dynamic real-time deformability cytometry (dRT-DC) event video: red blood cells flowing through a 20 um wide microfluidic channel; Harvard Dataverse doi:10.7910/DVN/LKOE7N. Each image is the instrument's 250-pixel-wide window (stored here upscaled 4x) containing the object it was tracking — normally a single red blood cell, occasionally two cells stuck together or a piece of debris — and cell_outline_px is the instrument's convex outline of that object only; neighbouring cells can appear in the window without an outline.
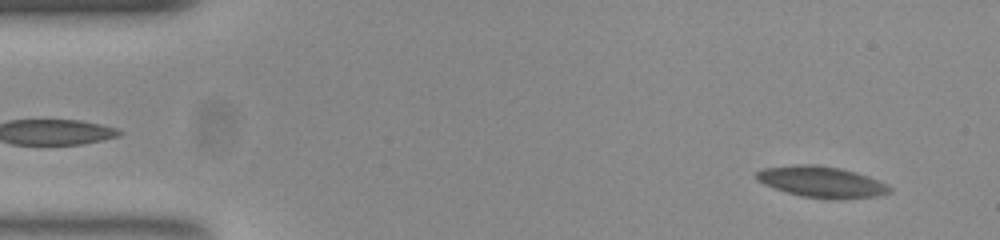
{"species": "common noctule bat (a hibernating species)", "species_latin": "Nyctalus noctula", "temperature_condition": "room temperature", "stored_images_in_passage": 52, "camera_frame_rate_fps": 3000, "um_per_image_px": 0.085, "animal": {"sex": "female", "body_mass_g": 23.0, "forearm_length_mm": 53.4}, "frame": {"image": 1, "passage_image": 3, "time_ms": 0.667, "image_size_px": [1000, 240], "cell_outline_px": [[892, 192], [876, 196], [800, 196], [764, 184], [756, 180], [756, 172], [764, 168], [796, 164], [816, 164], [840, 168], [856, 172], [880, 180], [888, 184], [892, 188]], "centroid_in_image_um": [69.82, 15.4], "position_along_channel_um": 15.2, "area_um2": 23.24}}
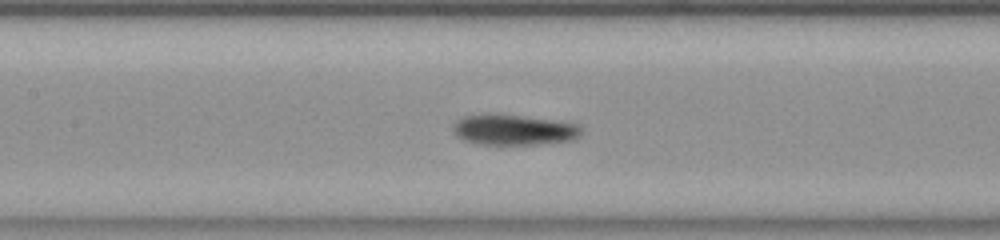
{"frame": {"image": 2, "passage_image": 23, "time_ms": 7.333, "image_size_px": [1000, 240], "cell_outline_px": [[580, 136], [576, 140], [540, 144], [476, 144], [464, 140], [456, 136], [456, 124], [460, 120], [468, 116], [516, 116], [548, 120], [572, 124], [580, 128]], "centroid_in_image_um": [43.73, 11.09], "position_along_channel_um": 163.7, "area_um2": 21.5}}
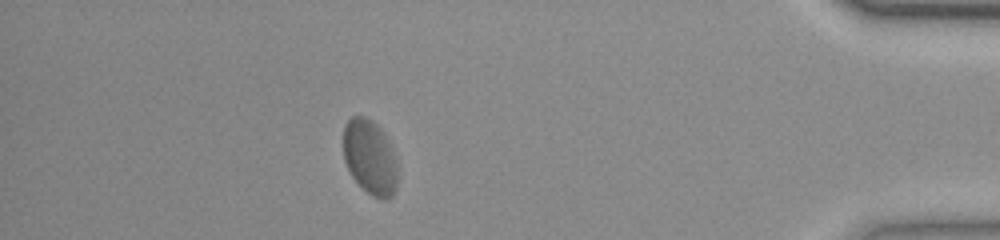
{"frame": {"image": 3, "passage_image": 46, "time_ms": 15.0, "image_size_px": [1000, 240], "cell_outline_px": [[396, 188], [392, 196], [388, 200], [380, 200], [372, 196], [352, 176], [344, 160], [344, 124], [352, 116], [364, 116], [376, 124], [380, 128], [388, 144], [396, 168]], "centroid_in_image_um": [31.41, 13.38], "position_along_channel_um": 403.8, "area_um2": 22.95}, "authors_computed_cell_mechanics": {"area_um2": 22.7732, "velocity_mm_per_s": 3.7896, "shape_relaxation_time_tau1_ms": 6.3443, "shape_relaxation_time_tau2_ms": 1.6551, "deformation_change_tau1": 0.1464, "deformation_change_tau2": 0.0544}}